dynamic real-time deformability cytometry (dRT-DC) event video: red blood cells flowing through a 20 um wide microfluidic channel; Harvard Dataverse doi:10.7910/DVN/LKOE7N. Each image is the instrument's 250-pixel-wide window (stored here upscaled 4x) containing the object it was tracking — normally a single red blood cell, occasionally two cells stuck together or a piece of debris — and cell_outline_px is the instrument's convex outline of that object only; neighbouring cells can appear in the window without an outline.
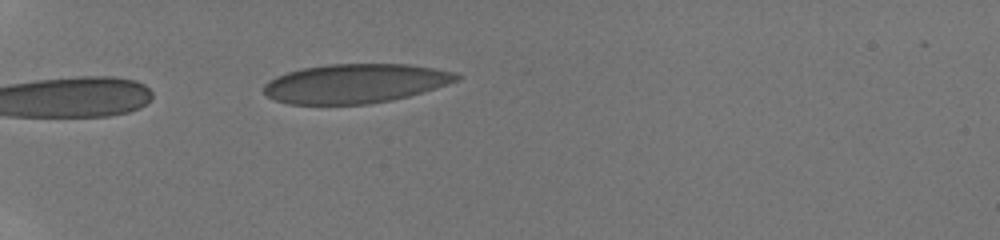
{"species": "human", "species_latin": "Homo sapiens", "temperature_condition": "room temperature", "stored_images_in_passage": 13, "camera_frame_rate_fps": 3000, "um_per_image_px": 0.085, "donor": {"sex": "male"}, "frame": {"image": 1, "passage_image": 11, "time_ms": 5.667, "image_size_px": [1000, 240], "cell_outline_px": [[464, 76], [460, 80], [448, 84], [408, 96], [392, 100], [368, 104], [288, 104], [276, 100], [268, 96], [264, 92], [264, 84], [268, 80], [276, 76], [288, 72], [304, 68], [328, 64], [408, 64], [436, 68], [456, 72]], "centroid_in_image_um": [30.24, 7.09], "position_along_channel_um": 54.8, "area_um2": 44.16}}
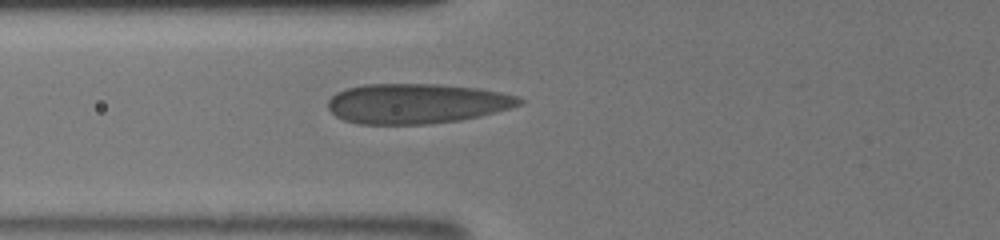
{"frame": {"image": 2, "passage_image": 13, "time_ms": 7.333, "image_size_px": [1000, 240], "cell_outline_px": [[524, 104], [496, 112], [480, 116], [460, 120], [428, 124], [360, 124], [344, 120], [336, 116], [328, 108], [328, 100], [336, 92], [348, 88], [364, 84], [440, 84], [480, 88], [520, 96], [524, 100]], "centroid_in_image_um": [35.45, 8.8], "position_along_channel_um": 90.3, "area_um2": 44.91}}